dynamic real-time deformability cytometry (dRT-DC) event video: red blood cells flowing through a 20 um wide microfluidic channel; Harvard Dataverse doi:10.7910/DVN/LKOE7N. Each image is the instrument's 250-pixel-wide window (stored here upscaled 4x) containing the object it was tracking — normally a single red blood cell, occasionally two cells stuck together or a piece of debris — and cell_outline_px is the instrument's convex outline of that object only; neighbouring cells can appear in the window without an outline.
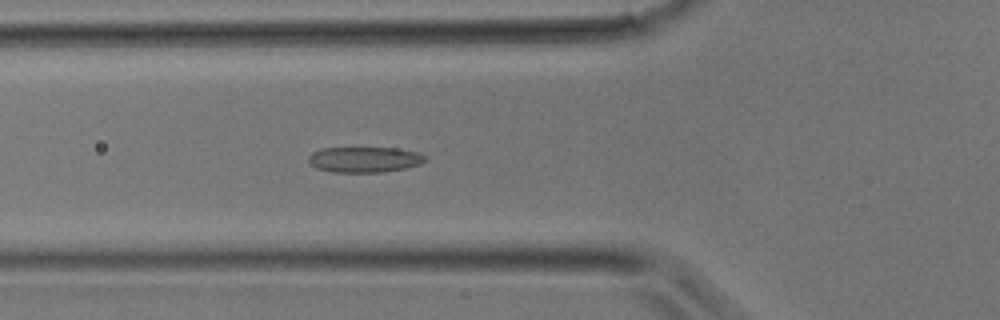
{"species": "common noctule bat (a hibernating species)", "species_latin": "Nyctalus noctula", "temperature_condition": "room temperature", "stored_images_in_passage": 36, "camera_frame_rate_fps": 3000, "um_per_image_px": 0.085, "animal": {"sex": "male", "body_mass_g": 17.9}, "frame": {"image": 1, "passage_image": 12, "time_ms": 3.667, "image_size_px": [1000, 320], "cell_outline_px": [[428, 160], [420, 164], [404, 168], [380, 172], [332, 172], [316, 168], [308, 160], [308, 156], [312, 152], [320, 148], [396, 148], [420, 152], [428, 156]], "centroid_in_image_um": [31.01, 13.55], "position_along_channel_um": 94.8, "area_um2": 17.51}}
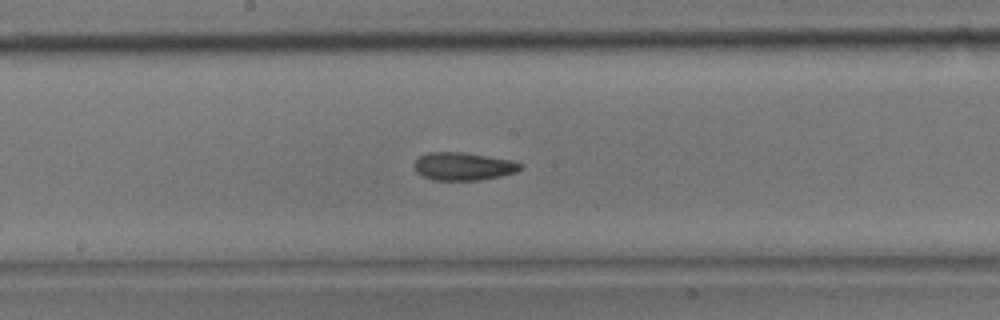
{"frame": {"image": 2, "passage_image": 18, "time_ms": 5.667, "image_size_px": [1000, 320], "cell_outline_px": [[524, 168], [516, 172], [500, 176], [480, 180], [432, 180], [416, 172], [412, 164], [420, 156], [428, 152], [460, 152], [512, 160], [524, 164]], "centroid_in_image_um": [39.39, 14.14], "position_along_channel_um": 208.8, "area_um2": 17.34}}
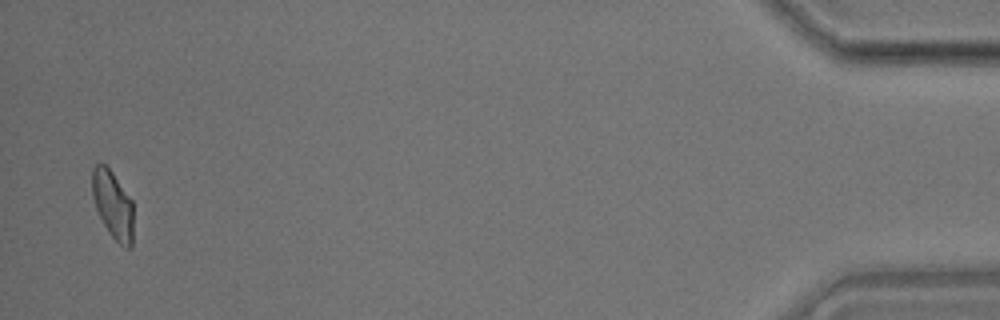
{"frame": {"image": 3, "passage_image": 34, "time_ms": 11.0, "image_size_px": [1000, 320], "cell_outline_px": [[132, 248], [128, 248], [120, 244], [108, 232], [96, 208], [92, 196], [92, 168], [100, 160], [112, 172], [132, 200]], "centroid_in_image_um": [9.57, 17.37], "position_along_channel_um": 425.6, "area_um2": 16.18}}